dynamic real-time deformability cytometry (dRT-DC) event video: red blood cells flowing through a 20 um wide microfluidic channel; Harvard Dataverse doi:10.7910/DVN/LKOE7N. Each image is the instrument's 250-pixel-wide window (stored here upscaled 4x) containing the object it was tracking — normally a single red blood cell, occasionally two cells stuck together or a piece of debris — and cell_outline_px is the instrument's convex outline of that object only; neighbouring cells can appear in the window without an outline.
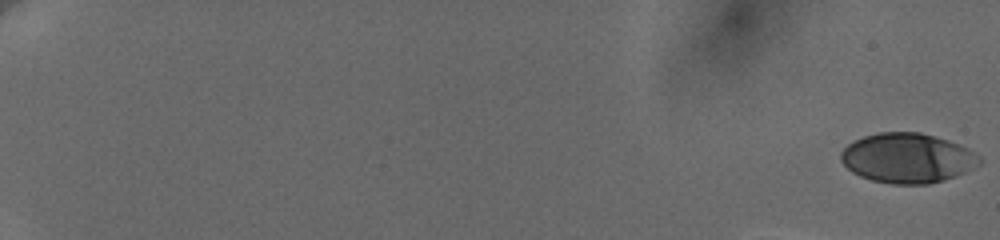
{"species": "human", "species_latin": "Homo sapiens", "temperature_condition": "cold", "stored_images_in_passage": 19, "camera_frame_rate_fps": 3000, "um_per_image_px": 0.085, "donor": {"sex": "female"}, "frame": {"image": 1, "passage_image": 1, "time_ms": 0.0, "image_size_px": [1000, 240], "cell_outline_px": [[984, 160], [980, 164], [956, 176], [944, 180], [928, 184], [892, 184], [872, 180], [860, 176], [852, 172], [840, 160], [840, 152], [848, 144], [864, 136], [880, 132], [920, 132], [948, 140], [968, 148], [980, 156]], "centroid_in_image_um": [77.14, 13.44], "position_along_channel_um": 7.9, "area_um2": 40.23}}
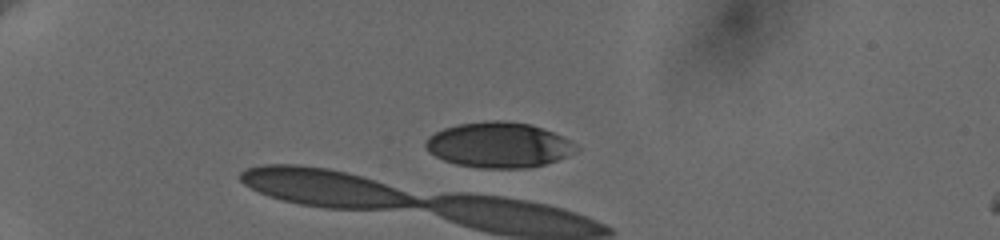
{"frame": {"image": 2, "passage_image": 17, "time_ms": 5.667, "image_size_px": [1000, 240], "cell_outline_px": [[580, 148], [556, 160], [544, 164], [524, 168], [480, 168], [456, 164], [444, 160], [428, 152], [424, 144], [428, 136], [444, 128], [456, 124], [484, 120], [504, 120], [532, 124], [552, 132], [568, 140]], "centroid_in_image_um": [42.33, 12.3], "position_along_channel_um": 42.7, "area_um2": 39.65}}